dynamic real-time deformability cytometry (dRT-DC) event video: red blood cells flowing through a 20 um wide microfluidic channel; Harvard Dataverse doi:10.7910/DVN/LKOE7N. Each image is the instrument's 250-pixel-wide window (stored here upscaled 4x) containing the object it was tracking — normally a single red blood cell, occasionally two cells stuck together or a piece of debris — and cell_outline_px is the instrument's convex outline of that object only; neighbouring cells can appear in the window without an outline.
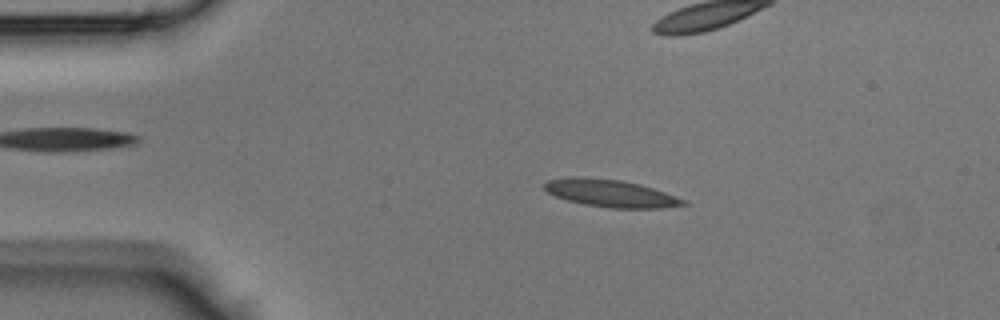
{"species": "Egyptian fruit bat (a non-hibernating species)", "species_latin": "Rousettus aegyptiacus", "temperature_condition": "room temperature", "stored_images_in_passage": 8, "camera_frame_rate_fps": 3000, "um_per_image_px": 0.085, "animal": {"sex": "male"}, "frame": {"image": 1, "passage_image": 3, "time_ms": 0.667, "image_size_px": [1000, 320], "cell_outline_px": [[688, 204], [660, 208], [612, 208], [584, 204], [568, 200], [556, 196], [548, 192], [544, 188], [544, 184], [548, 180], [568, 176], [584, 176], [620, 180], [640, 184], [688, 200]], "centroid_in_image_um": [51.9, 16.42], "position_along_channel_um": 33.1, "area_um2": 22.2}}